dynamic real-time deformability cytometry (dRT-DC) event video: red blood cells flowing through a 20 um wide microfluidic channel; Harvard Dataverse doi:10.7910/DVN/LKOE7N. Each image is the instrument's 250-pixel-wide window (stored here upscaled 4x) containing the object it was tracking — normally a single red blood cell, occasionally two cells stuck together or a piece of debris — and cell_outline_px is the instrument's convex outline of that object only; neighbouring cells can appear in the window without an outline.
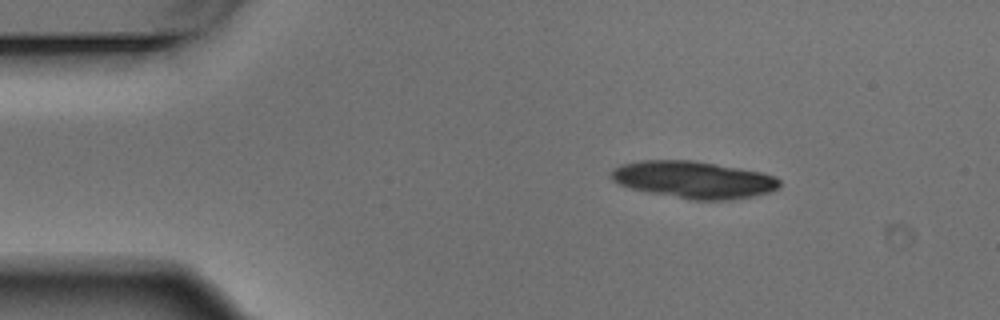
{"species": "Egyptian fruit bat (a non-hibernating species)", "species_latin": "Rousettus aegyptiacus", "temperature_condition": "warm", "stored_images_in_passage": 3, "camera_frame_rate_fps": 3000, "um_per_image_px": 0.085, "animal": {"sex": "male"}, "frame": {"image": 1, "passage_image": 1, "time_ms": 0.0, "image_size_px": [1000, 320], "cell_outline_px": [[780, 188], [772, 192], [752, 196], [728, 200], [688, 200], [628, 188], [612, 180], [608, 176], [608, 172], [612, 168], [620, 164], [640, 160], [692, 160], [740, 168], [760, 172], [776, 176], [780, 180]], "centroid_in_image_um": [58.92, 15.27], "position_along_channel_um": 26.1, "area_um2": 36.93}}
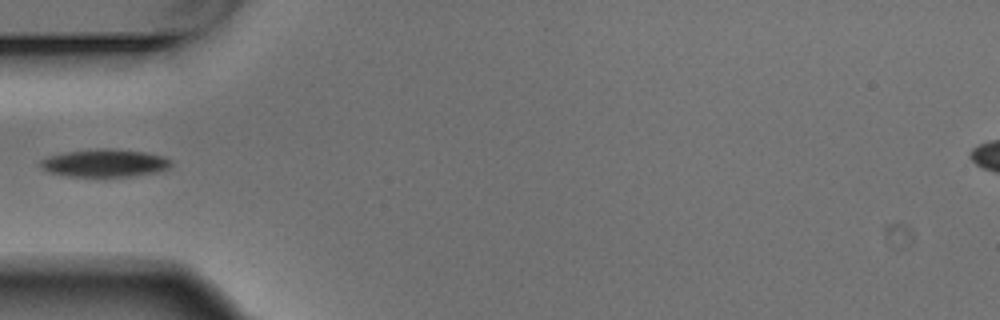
{"frame": {"image": 2, "passage_image": 3, "time_ms": 0.667, "image_size_px": [1000, 320], "cell_outline_px": [[172, 164], [168, 168], [156, 172], [136, 176], [100, 180], [68, 176], [48, 172], [40, 168], [40, 160], [48, 156], [68, 152], [96, 148], [104, 148], [144, 152], [164, 156], [172, 160]], "centroid_in_image_um": [8.89, 13.91], "position_along_channel_um": 76.1, "area_um2": 22.08}}